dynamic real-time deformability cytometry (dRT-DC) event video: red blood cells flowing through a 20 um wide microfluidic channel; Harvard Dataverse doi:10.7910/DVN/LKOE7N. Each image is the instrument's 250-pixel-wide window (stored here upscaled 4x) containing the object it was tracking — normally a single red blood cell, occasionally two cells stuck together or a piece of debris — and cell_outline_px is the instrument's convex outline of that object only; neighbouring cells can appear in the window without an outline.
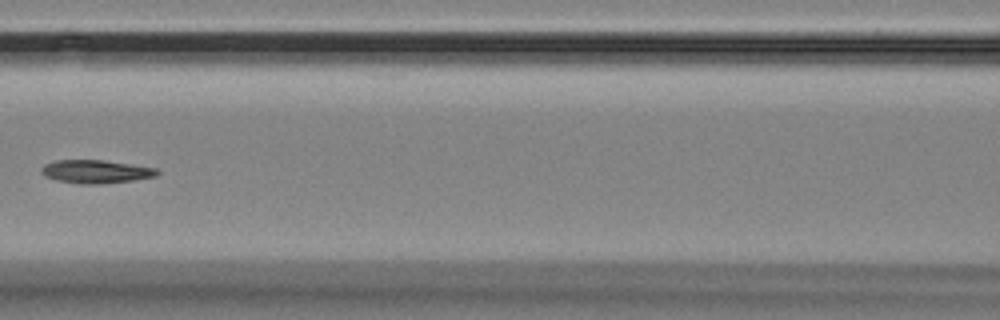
{"species": "Egyptian fruit bat (a non-hibernating species)", "species_latin": "Rousettus aegyptiacus", "temperature_condition": "room temperature", "stored_images_in_passage": 8, "camera_frame_rate_fps": 3000, "um_per_image_px": 0.085, "animal": {"sex": "female"}, "frame": {"image": 1, "passage_image": 8, "time_ms": 8.333, "image_size_px": [1000, 320], "cell_outline_px": [[160, 172], [156, 176], [132, 180], [100, 184], [80, 184], [56, 180], [44, 176], [40, 172], [40, 168], [44, 164], [56, 160], [104, 160], [132, 164], [156, 168]], "centroid_in_image_um": [8.11, 14.58], "position_along_channel_um": 158.5, "area_um2": 15.78}}